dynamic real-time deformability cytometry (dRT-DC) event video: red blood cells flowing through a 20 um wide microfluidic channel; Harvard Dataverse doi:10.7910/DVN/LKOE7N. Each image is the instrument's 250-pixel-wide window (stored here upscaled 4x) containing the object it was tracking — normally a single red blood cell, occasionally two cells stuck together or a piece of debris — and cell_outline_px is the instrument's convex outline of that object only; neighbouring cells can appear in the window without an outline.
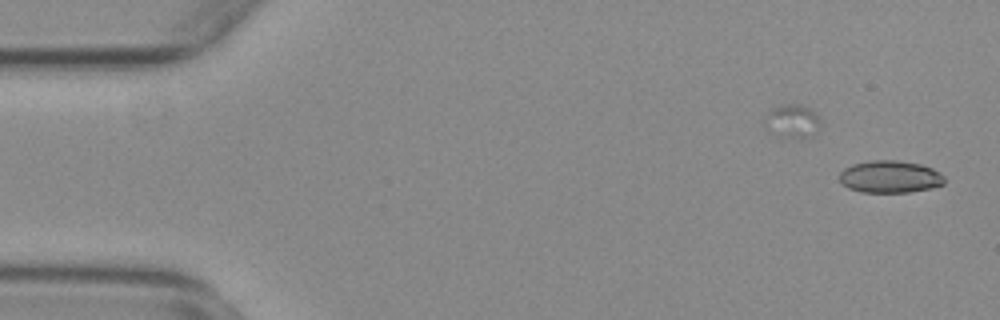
{"species": "common noctule bat (a hibernating species)", "species_latin": "Nyctalus noctula", "temperature_condition": "warm", "stored_images_in_passage": 55, "camera_frame_rate_fps": 3000, "um_per_image_px": 0.085, "animal": {"sex": "female", "body_mass_g": 29.2, "forearm_length_mm": 56.3}, "frame": {"image": 1, "passage_image": 1, "time_ms": 0.0, "image_size_px": [1000, 320], "cell_outline_px": [[944, 184], [932, 188], [908, 192], [860, 192], [848, 188], [840, 180], [840, 172], [844, 168], [852, 164], [872, 160], [900, 160], [920, 164], [932, 168], [940, 172], [944, 176]], "centroid_in_image_um": [75.66, 15.02], "position_along_channel_um": 9.3, "area_um2": 19.83}}
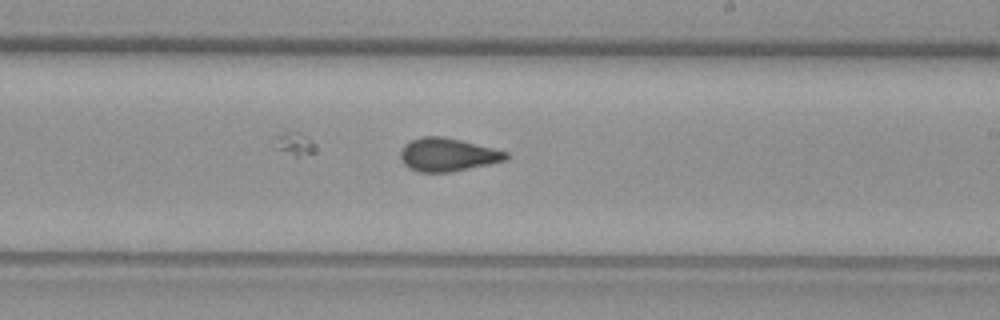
{"frame": {"image": 2, "passage_image": 31, "time_ms": 10.0, "image_size_px": [1000, 320], "cell_outline_px": [[508, 160], [452, 172], [416, 172], [408, 168], [400, 160], [400, 148], [404, 144], [420, 136], [440, 136], [460, 140], [508, 152]], "centroid_in_image_um": [38.0, 13.16], "position_along_channel_um": 251.0, "area_um2": 20.58}}
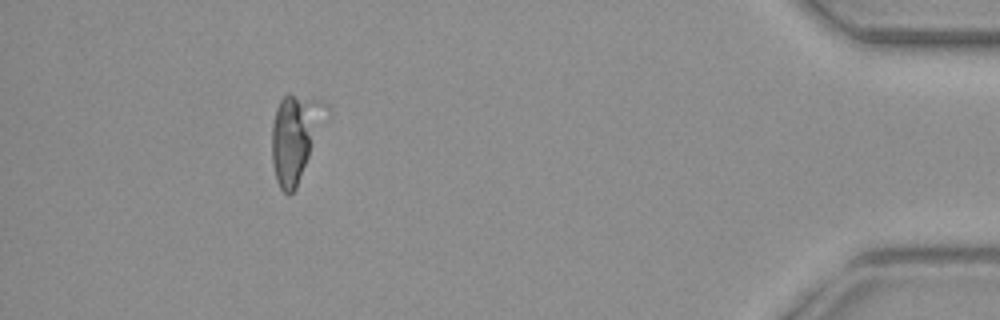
{"frame": {"image": 3, "passage_image": 49, "time_ms": 16.0, "image_size_px": [1000, 320], "cell_outline_px": [[328, 108], [296, 188], [288, 196], [280, 188], [276, 180], [272, 164], [272, 124], [276, 108], [280, 100], [288, 92], [320, 100], [328, 104]], "centroid_in_image_um": [25.04, 11.64], "position_along_channel_um": 410.2, "area_um2": 26.7}, "authors_computed_cell_mechanics": {"area_um2": 20.5768, "velocity_mm_per_s": 3.7462, "shape_relaxation_time_tau1_ms": 4.9385, "shape_relaxation_time_tau2_ms": 0.8354, "deformation_change_tau1": 0.1087, "deformation_change_tau2": 0.0647}}